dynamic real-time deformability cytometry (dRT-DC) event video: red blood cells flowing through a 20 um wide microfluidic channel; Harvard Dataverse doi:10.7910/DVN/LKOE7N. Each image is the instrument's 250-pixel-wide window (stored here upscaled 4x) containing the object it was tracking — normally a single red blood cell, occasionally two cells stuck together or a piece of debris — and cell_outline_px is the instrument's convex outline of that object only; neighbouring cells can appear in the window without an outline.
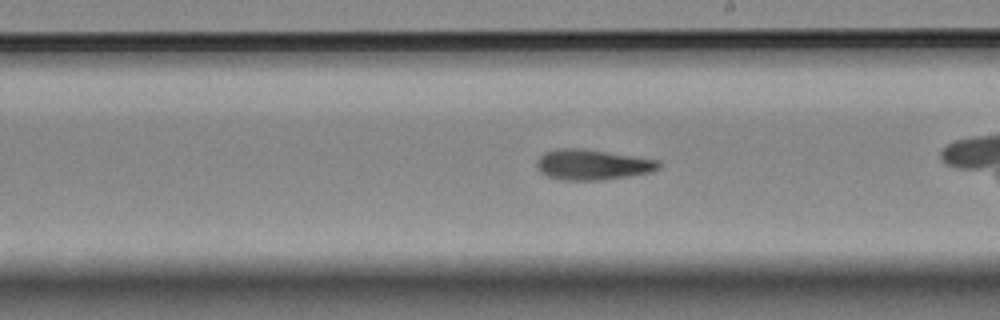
{"species": "Egyptian fruit bat (a non-hibernating species)", "species_latin": "Rousettus aegyptiacus", "temperature_condition": "room temperature", "stored_images_in_passage": 31, "camera_frame_rate_fps": 3000, "um_per_image_px": 0.085, "animal": {"sex": "female"}, "frame": {"image": 1, "passage_image": 18, "time_ms": 5.667, "image_size_px": [1000, 320], "cell_outline_px": [[660, 164], [656, 168], [644, 172], [620, 176], [592, 180], [576, 180], [552, 176], [544, 172], [540, 168], [540, 156], [548, 152], [600, 152], [656, 160]], "centroid_in_image_um": [50.41, 14.04], "position_along_channel_um": 238.6, "area_um2": 18.55}}
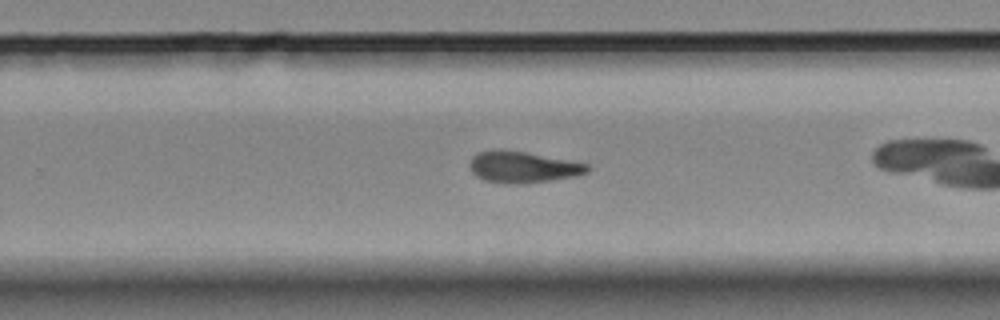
{"frame": {"image": 2, "passage_image": 22, "time_ms": 7.0, "image_size_px": [1000, 320], "cell_outline_px": [[588, 168], [584, 172], [568, 176], [544, 180], [488, 180], [472, 172], [472, 160], [480, 152], [520, 152], [588, 164]], "centroid_in_image_um": [44.47, 14.17], "position_along_channel_um": 285.3, "area_um2": 18.5}}